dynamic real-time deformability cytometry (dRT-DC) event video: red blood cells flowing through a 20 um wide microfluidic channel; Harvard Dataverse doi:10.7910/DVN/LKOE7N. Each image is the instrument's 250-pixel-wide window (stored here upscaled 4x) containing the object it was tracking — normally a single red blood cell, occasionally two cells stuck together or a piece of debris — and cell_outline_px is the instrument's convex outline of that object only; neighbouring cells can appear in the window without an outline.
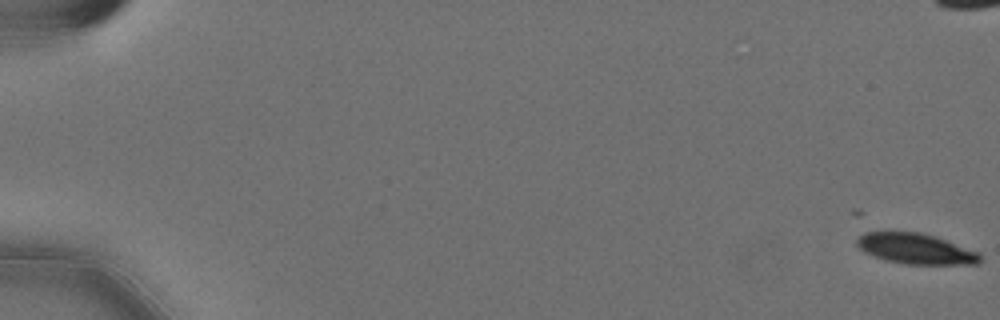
{"species": "Egyptian fruit bat (a non-hibernating species)", "species_latin": "Rousettus aegyptiacus", "temperature_condition": "cold", "stored_images_in_passage": 8, "camera_frame_rate_fps": 3000, "um_per_image_px": 0.085, "animal": {"sex": "female"}, "frame": {"image": 1, "passage_image": 1, "time_ms": 0.0, "image_size_px": [1000, 320], "cell_outline_px": [[984, 260], [980, 264], [904, 264], [884, 260], [864, 252], [856, 244], [856, 240], [864, 232], [920, 232], [936, 236], [980, 252]], "centroid_in_image_um": [77.9, 21.15], "position_along_channel_um": 7.1, "area_um2": 22.2}}